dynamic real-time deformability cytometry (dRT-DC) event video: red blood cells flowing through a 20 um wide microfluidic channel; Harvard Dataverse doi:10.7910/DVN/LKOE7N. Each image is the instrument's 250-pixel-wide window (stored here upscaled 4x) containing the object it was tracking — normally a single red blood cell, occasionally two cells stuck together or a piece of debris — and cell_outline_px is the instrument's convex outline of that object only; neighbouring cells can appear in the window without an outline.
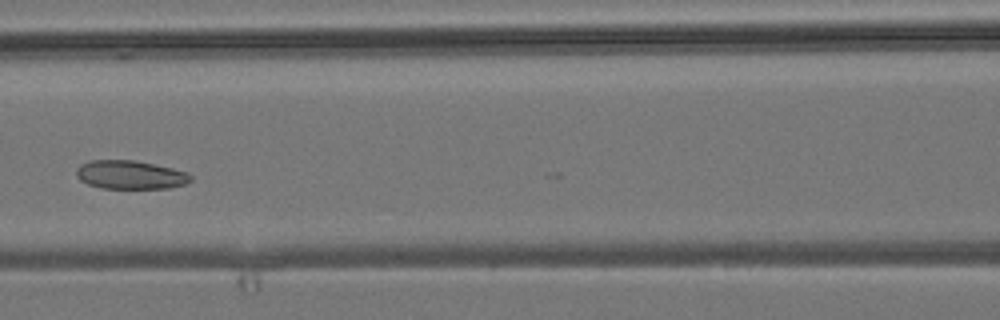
{"species": "common noctule bat (a hibernating species)", "species_latin": "Nyctalus noctula", "temperature_condition": "room temperature", "stored_images_in_passage": 5, "camera_frame_rate_fps": 3000, "um_per_image_px": 0.085, "animal": {"sex": "male", "body_mass_g": 19.2, "forearm_length_mm": 51.8}, "frame": {"image": 1, "passage_image": 5, "time_ms": 6.0, "image_size_px": [1000, 320], "cell_outline_px": [[192, 180], [184, 184], [168, 188], [100, 188], [88, 184], [80, 180], [76, 176], [76, 168], [80, 164], [88, 160], [132, 160], [172, 168], [188, 172], [192, 176]], "centroid_in_image_um": [11.04, 14.85], "position_along_channel_um": 155.6, "area_um2": 19.07}}